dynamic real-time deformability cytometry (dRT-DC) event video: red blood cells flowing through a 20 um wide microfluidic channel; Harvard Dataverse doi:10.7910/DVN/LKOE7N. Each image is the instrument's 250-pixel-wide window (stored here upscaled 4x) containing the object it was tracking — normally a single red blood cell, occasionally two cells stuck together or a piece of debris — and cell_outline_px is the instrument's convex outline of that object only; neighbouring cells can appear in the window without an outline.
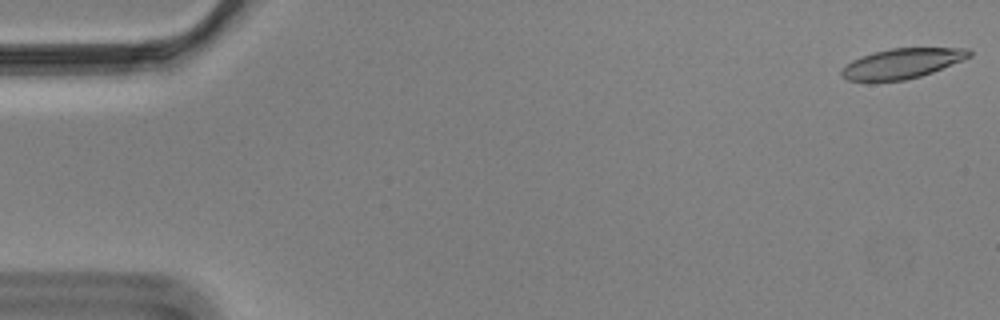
{"species": "Egyptian fruit bat (a non-hibernating species)", "species_latin": "Rousettus aegyptiacus", "temperature_condition": "cold", "stored_images_in_passage": 10, "camera_frame_rate_fps": 3000, "um_per_image_px": 0.085, "animal": {"sex": "male"}, "frame": {"image": 1, "passage_image": 1, "time_ms": 0.0, "image_size_px": [1000, 320], "cell_outline_px": [[972, 56], [932, 72], [920, 76], [904, 80], [872, 84], [848, 80], [840, 76], [840, 72], [852, 60], [872, 52], [892, 48], [968, 48], [972, 52]], "centroid_in_image_um": [76.61, 5.43], "position_along_channel_um": 8.4, "area_um2": 22.77}}